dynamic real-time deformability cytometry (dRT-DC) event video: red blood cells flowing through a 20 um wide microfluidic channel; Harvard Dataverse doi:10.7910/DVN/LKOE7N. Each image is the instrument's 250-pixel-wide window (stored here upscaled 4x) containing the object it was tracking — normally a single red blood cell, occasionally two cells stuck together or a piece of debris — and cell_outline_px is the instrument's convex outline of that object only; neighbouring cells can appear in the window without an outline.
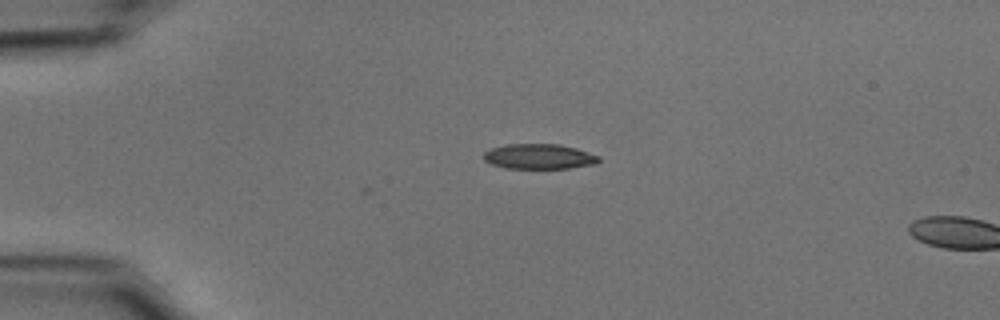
{"species": "common noctule bat (a hibernating species)", "species_latin": "Nyctalus noctula", "temperature_condition": "cold", "stored_images_in_passage": 2, "camera_frame_rate_fps": 3000, "um_per_image_px": 0.085, "animal": {"sex": "male", "body_mass_g": 15.6}, "frame": {"image": 1, "passage_image": 2, "time_ms": 0.333, "image_size_px": [1000, 320], "cell_outline_px": [[600, 160], [596, 164], [568, 168], [504, 168], [492, 164], [484, 160], [484, 152], [492, 148], [508, 144], [560, 144], [576, 148], [600, 156]], "centroid_in_image_um": [45.84, 13.3], "position_along_channel_um": 39.2, "area_um2": 16.82}}